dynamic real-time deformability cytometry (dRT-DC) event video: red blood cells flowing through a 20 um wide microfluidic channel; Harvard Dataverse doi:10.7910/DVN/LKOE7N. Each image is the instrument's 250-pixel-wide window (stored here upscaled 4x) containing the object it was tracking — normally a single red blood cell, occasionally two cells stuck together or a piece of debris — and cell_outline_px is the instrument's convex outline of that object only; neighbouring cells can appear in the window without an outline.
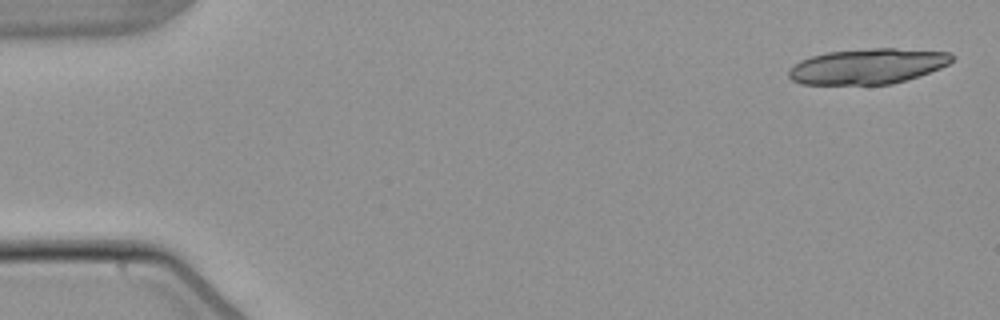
{"species": "common noctule bat (a hibernating species)", "species_latin": "Nyctalus noctula", "temperature_condition": "warm", "stored_images_in_passage": 3, "camera_frame_rate_fps": 3000, "um_per_image_px": 0.085, "animal": {"sex": "male", "body_mass_g": 21.5, "forearm_length_mm": 52.0}, "frame": {"image": 1, "passage_image": 1, "time_ms": 0.0, "image_size_px": [1000, 320], "cell_outline_px": [[956, 56], [948, 64], [940, 68], [892, 84], [800, 84], [792, 80], [788, 76], [788, 72], [800, 60], [812, 56], [828, 52], [872, 48], [896, 48], [952, 52]], "centroid_in_image_um": [73.78, 5.62], "position_along_channel_um": 11.2, "area_um2": 33.47}}